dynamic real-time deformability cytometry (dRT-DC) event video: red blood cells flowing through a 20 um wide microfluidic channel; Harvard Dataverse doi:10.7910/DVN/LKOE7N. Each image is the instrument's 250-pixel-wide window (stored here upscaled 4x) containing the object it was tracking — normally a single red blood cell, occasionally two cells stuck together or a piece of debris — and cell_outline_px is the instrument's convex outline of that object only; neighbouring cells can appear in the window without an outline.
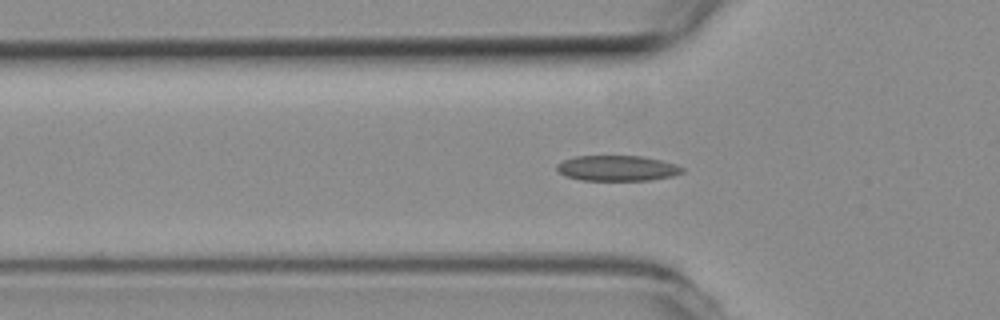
{"species": "common noctule bat (a hibernating species)", "species_latin": "Nyctalus noctula", "temperature_condition": "room temperature", "stored_images_in_passage": 42, "segment_of_instrument_passage": [1, 2], "camera_frame_rate_fps": 3000, "um_per_image_px": 0.085, "animal": {"sex": "female", "body_mass_g": 19.3, "forearm_length_mm": 54.1}, "frame": {"image": 1, "passage_image": 4, "time_ms": 1.0, "image_size_px": [1000, 320], "cell_outline_px": [[684, 172], [672, 176], [652, 180], [580, 180], [564, 176], [556, 168], [556, 164], [564, 160], [576, 156], [640, 156], [660, 160], [676, 164], [684, 168]], "centroid_in_image_um": [52.46, 14.3], "position_along_channel_um": 73.3, "area_um2": 18.61}}
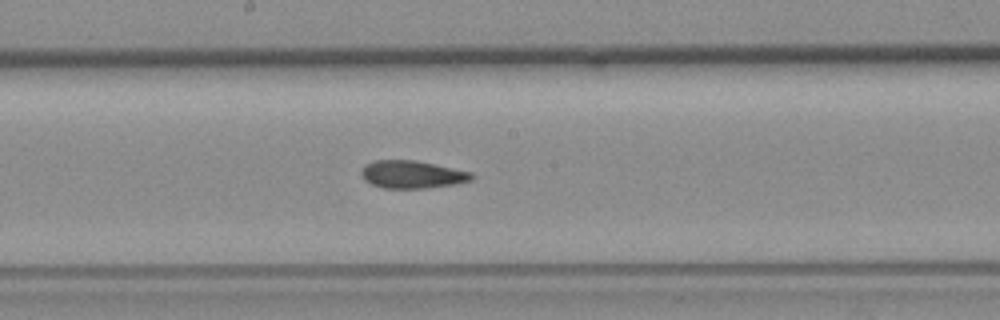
{"frame": {"image": 2, "passage_image": 15, "time_ms": 4.667, "image_size_px": [1000, 320], "cell_outline_px": [[476, 176], [472, 180], [456, 184], [424, 188], [384, 188], [372, 184], [364, 180], [360, 176], [360, 168], [364, 164], [376, 160], [416, 160], [472, 172]], "centroid_in_image_um": [35.01, 14.82], "position_along_channel_um": 213.2, "area_um2": 18.03}}
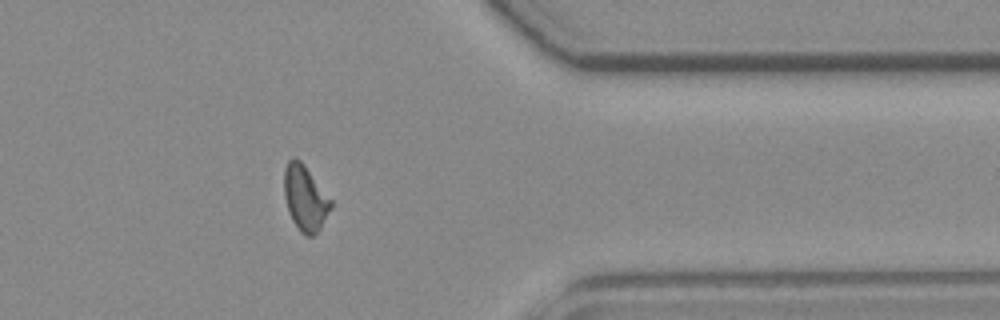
{"frame": {"image": 3, "passage_image": 30, "time_ms": 9.667, "image_size_px": [1000, 320], "cell_outline_px": [[332, 208], [320, 228], [312, 236], [304, 236], [300, 232], [292, 220], [288, 212], [284, 196], [284, 168], [288, 160], [292, 156], [296, 156], [304, 164], [332, 200]], "centroid_in_image_um": [25.92, 16.82], "position_along_channel_um": 385.5, "area_um2": 18.03}}